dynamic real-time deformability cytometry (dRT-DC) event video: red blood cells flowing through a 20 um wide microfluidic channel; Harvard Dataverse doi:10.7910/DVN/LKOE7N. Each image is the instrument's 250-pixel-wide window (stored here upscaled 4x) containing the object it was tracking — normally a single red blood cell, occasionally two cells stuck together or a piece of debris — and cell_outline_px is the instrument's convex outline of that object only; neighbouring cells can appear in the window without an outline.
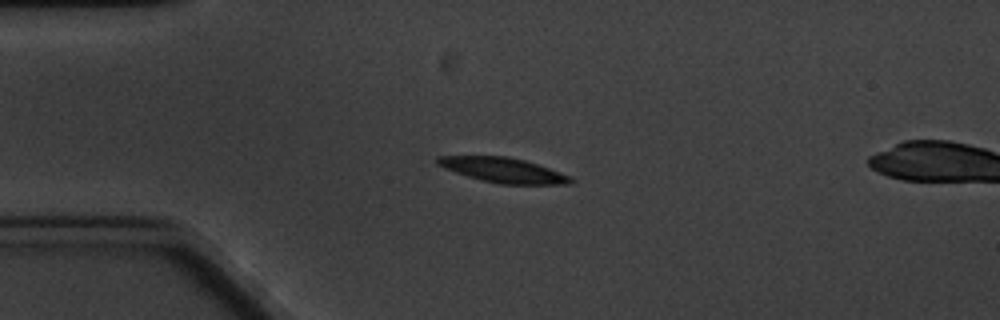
{"species": "common noctule bat (a hibernating species)", "species_latin": "Nyctalus noctula", "temperature_condition": "cold", "stored_images_in_passage": 7, "camera_frame_rate_fps": 3000, "um_per_image_px": 0.085, "animal": {"sex": "male", "body_mass_g": 20.1, "forearm_length_mm": 53.5}, "frame": {"image": 1, "passage_image": 5, "time_ms": 4.667, "image_size_px": [1000, 320], "cell_outline_px": [[576, 180], [572, 184], [500, 184], [468, 176], [444, 168], [436, 164], [436, 156], [508, 156], [524, 160], [560, 172]], "centroid_in_image_um": [42.77, 14.46], "position_along_channel_um": 42.2, "area_um2": 19.07}}